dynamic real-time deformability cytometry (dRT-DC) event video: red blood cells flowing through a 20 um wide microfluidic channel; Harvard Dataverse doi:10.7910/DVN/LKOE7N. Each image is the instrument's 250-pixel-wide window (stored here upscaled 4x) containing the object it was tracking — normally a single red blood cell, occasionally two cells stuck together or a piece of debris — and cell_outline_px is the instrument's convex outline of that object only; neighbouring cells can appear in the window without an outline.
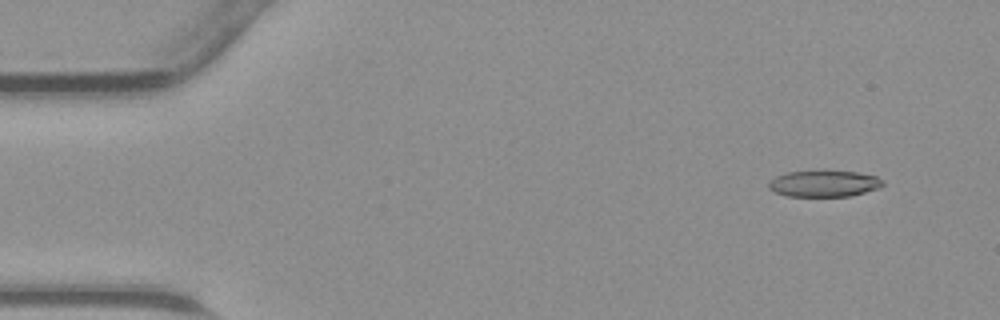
{"species": "common noctule bat (a hibernating species)", "species_latin": "Nyctalus noctula", "temperature_condition": "warm", "stored_images_in_passage": 42, "camera_frame_rate_fps": 3000, "um_per_image_px": 0.085, "animal": {"sex": "male", "body_mass_g": 23.1, "forearm_length_mm": 52.7}, "frame": {"image": 1, "passage_image": 1, "time_ms": 0.0, "image_size_px": [1000, 320], "cell_outline_px": [[884, 184], [880, 188], [848, 196], [788, 196], [776, 192], [768, 188], [768, 180], [776, 176], [788, 172], [856, 172], [876, 176], [884, 180]], "centroid_in_image_um": [70.04, 15.62], "position_along_channel_um": 15.0, "area_um2": 17.22}}
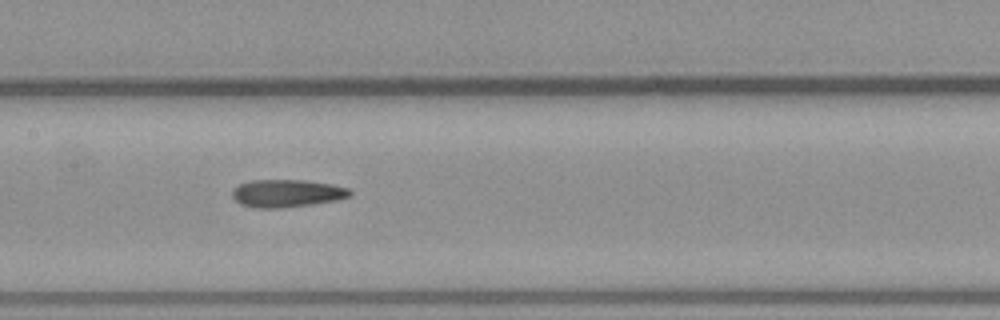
{"frame": {"image": 2, "passage_image": 19, "time_ms": 6.0, "image_size_px": [1000, 320], "cell_outline_px": [[352, 196], [340, 200], [312, 204], [280, 208], [256, 208], [240, 204], [232, 196], [232, 192], [240, 184], [248, 180], [304, 180], [332, 184], [348, 188], [352, 192]], "centroid_in_image_um": [24.42, 16.43], "position_along_channel_um": 183.0, "area_um2": 19.07}}
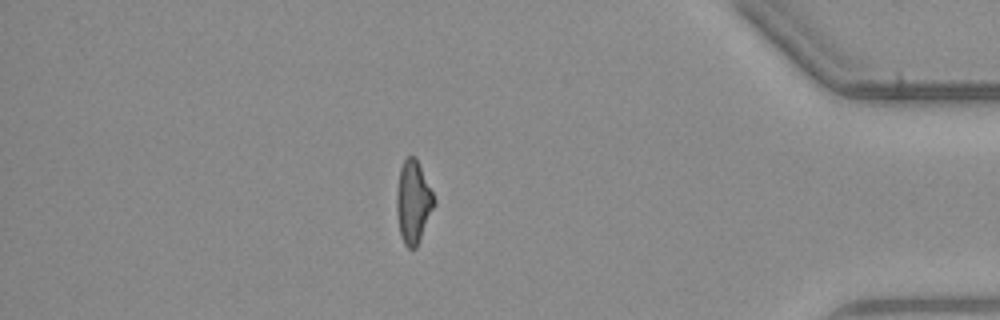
{"frame": {"image": 3, "passage_image": 36, "time_ms": 11.667, "image_size_px": [1000, 320], "cell_outline_px": [[436, 204], [420, 240], [416, 248], [408, 248], [404, 244], [400, 236], [396, 212], [396, 192], [400, 168], [404, 160], [408, 156], [416, 156], [436, 200]], "centroid_in_image_um": [35.12, 17.18], "position_along_channel_um": 400.1, "area_um2": 18.32}}